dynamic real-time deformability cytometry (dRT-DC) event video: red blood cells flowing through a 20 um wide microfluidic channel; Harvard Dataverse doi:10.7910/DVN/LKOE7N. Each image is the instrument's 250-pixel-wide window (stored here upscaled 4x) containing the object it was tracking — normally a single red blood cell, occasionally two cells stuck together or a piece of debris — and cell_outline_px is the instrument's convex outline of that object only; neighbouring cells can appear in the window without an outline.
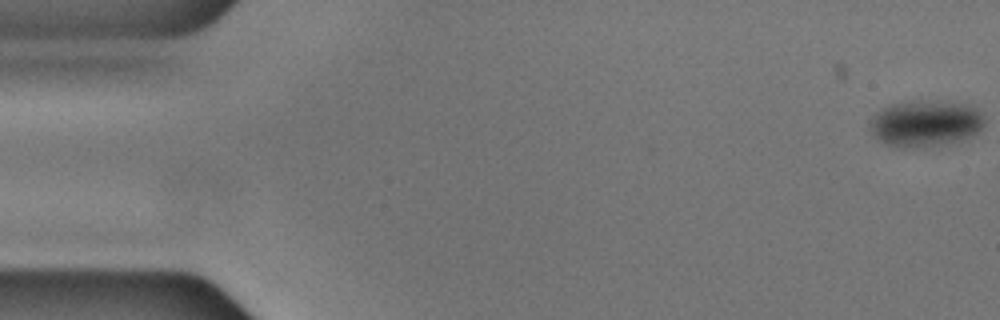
{"species": "common noctule bat (a hibernating species)", "species_latin": "Nyctalus noctula", "temperature_condition": "cold", "stored_images_in_passage": 48, "camera_frame_rate_fps": 3000, "um_per_image_px": 0.085, "animal": {"sex": "male", "body_mass_g": 17.9, "forearm_length_mm": 54.2}, "frame": {"image": 1, "passage_image": 1, "time_ms": 0.0, "image_size_px": [1000, 320], "cell_outline_px": [[984, 124], [980, 132], [972, 136], [956, 140], [912, 148], [904, 148], [888, 144], [880, 140], [868, 128], [868, 124], [872, 116], [876, 112], [892, 104], [916, 100], [964, 104], [976, 108], [984, 120]], "centroid_in_image_um": [78.62, 10.48], "position_along_channel_um": 6.4, "area_um2": 30.35}}
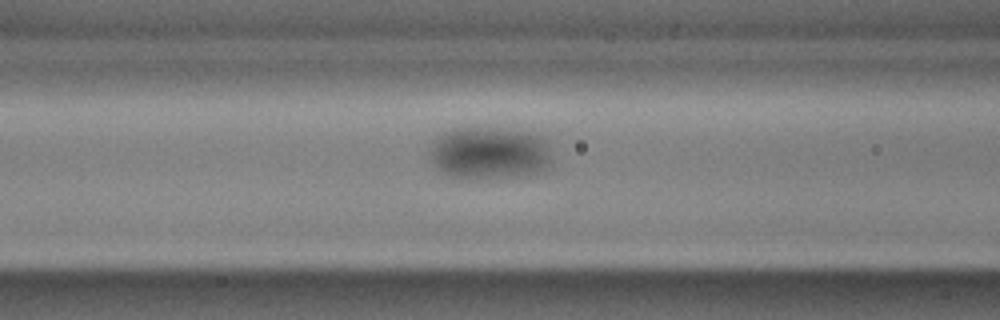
{"frame": {"image": 2, "passage_image": 22, "time_ms": 7.0, "image_size_px": [1000, 320], "cell_outline_px": [[548, 164], [544, 168], [536, 172], [520, 176], [452, 176], [444, 172], [432, 160], [432, 152], [436, 140], [444, 132], [452, 128], [488, 128], [536, 132], [540, 136], [544, 144], [548, 156]], "centroid_in_image_um": [41.61, 12.96], "position_along_channel_um": 125.0, "area_um2": 35.43}}
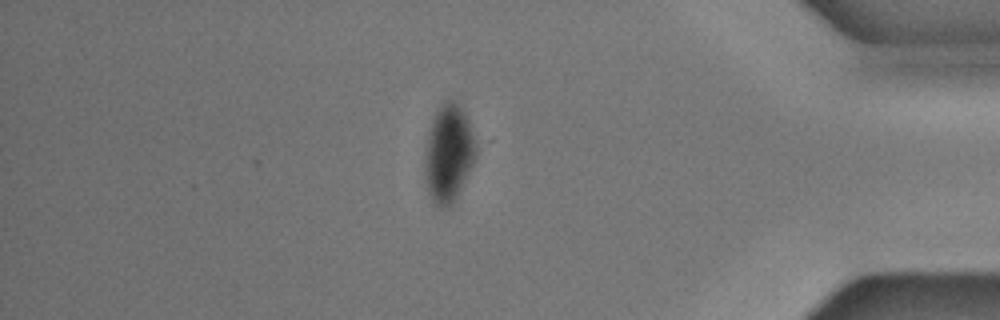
{"frame": {"image": 3, "passage_image": 48, "time_ms": 15.667, "image_size_px": [1000, 320], "cell_outline_px": [[476, 156], [452, 204], [444, 208], [440, 208], [432, 200], [428, 192], [424, 180], [424, 156], [428, 132], [432, 120], [440, 104], [444, 100], [452, 100], [464, 112], [468, 120], [476, 140]], "centroid_in_image_um": [38.09, 13.03], "position_along_channel_um": 397.1, "area_um2": 28.9}}